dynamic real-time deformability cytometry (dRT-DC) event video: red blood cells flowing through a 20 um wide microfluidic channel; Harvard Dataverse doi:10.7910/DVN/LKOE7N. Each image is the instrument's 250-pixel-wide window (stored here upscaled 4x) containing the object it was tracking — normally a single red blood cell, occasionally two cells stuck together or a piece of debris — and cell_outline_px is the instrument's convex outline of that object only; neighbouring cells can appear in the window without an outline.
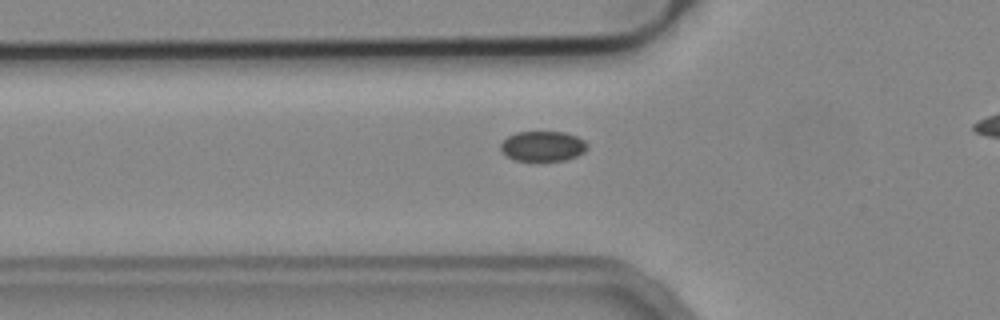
{"species": "common noctule bat (a hibernating species)", "species_latin": "Nyctalus noctula", "temperature_condition": "cold", "stored_images_in_passage": 37, "camera_frame_rate_fps": 3000, "um_per_image_px": 0.085, "animal": {"sex": "male", "body_mass_g": 19.2, "forearm_length_mm": 51.8}, "frame": {"image": 1, "passage_image": 9, "time_ms": 2.667, "image_size_px": [1000, 320], "cell_outline_px": [[588, 148], [584, 152], [576, 156], [564, 160], [536, 164], [512, 160], [500, 148], [500, 144], [508, 136], [516, 132], [564, 132], [576, 136], [584, 140], [588, 144]], "centroid_in_image_um": [46.13, 12.48], "position_along_channel_um": 79.7, "area_um2": 15.84}}
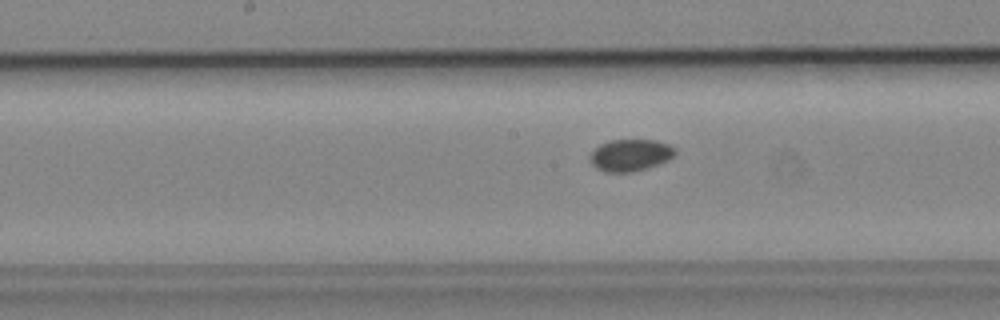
{"frame": {"image": 2, "passage_image": 18, "time_ms": 5.667, "image_size_px": [1000, 320], "cell_outline_px": [[676, 152], [668, 160], [632, 172], [604, 172], [596, 168], [592, 164], [592, 152], [600, 144], [612, 140], [656, 140], [668, 144], [676, 148]], "centroid_in_image_um": [53.59, 13.18], "position_along_channel_um": 194.6, "area_um2": 15.49}}
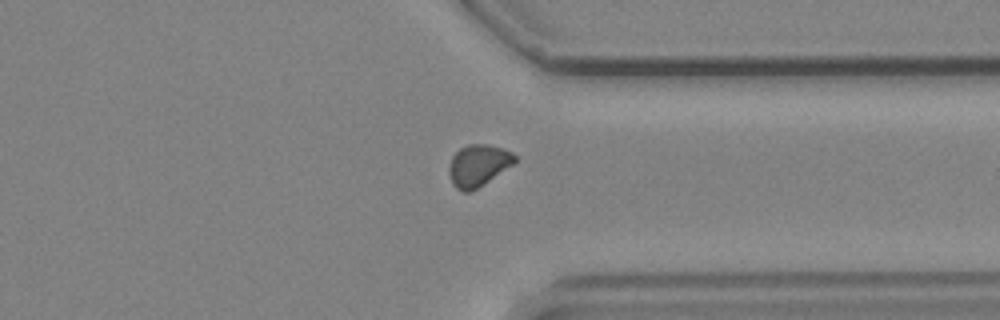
{"frame": {"image": 3, "passage_image": 32, "time_ms": 10.333, "image_size_px": [1000, 320], "cell_outline_px": [[516, 160], [512, 164], [472, 192], [464, 192], [456, 188], [452, 184], [448, 172], [448, 164], [452, 156], [460, 148], [468, 144], [488, 144], [504, 148], [512, 152], [516, 156]], "centroid_in_image_um": [40.61, 14.05], "position_along_channel_um": 370.8, "area_um2": 16.07}}